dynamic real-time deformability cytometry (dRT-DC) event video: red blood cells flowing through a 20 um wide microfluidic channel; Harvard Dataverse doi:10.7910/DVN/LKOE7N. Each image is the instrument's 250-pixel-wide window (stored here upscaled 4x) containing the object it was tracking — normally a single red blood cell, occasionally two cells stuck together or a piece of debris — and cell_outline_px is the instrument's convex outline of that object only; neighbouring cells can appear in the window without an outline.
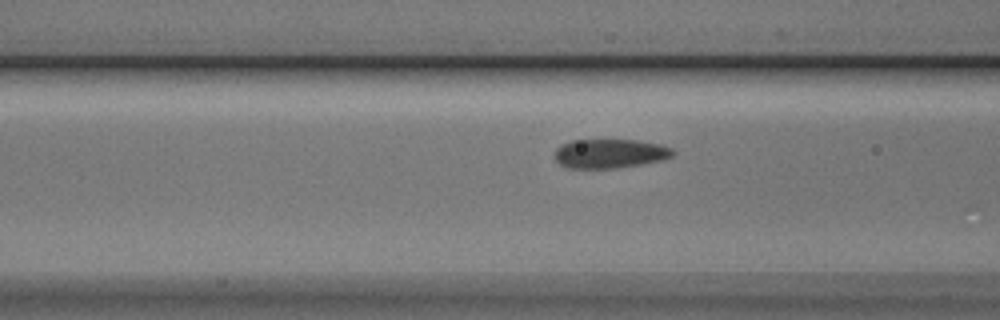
{"species": "Egyptian fruit bat (a non-hibernating species)", "species_latin": "Rousettus aegyptiacus", "temperature_condition": "cold", "stored_images_in_passage": 20, "camera_frame_rate_fps": 3000, "um_per_image_px": 0.085, "animal": {"sex": "male"}, "frame": {"image": 1, "passage_image": 17, "time_ms": 5.333, "image_size_px": [1000, 320], "cell_outline_px": [[676, 152], [672, 156], [664, 160], [620, 168], [568, 168], [560, 164], [556, 160], [556, 148], [560, 144], [572, 140], [636, 140], [660, 144], [672, 148]], "centroid_in_image_um": [51.87, 13.05], "position_along_channel_um": 114.7, "area_um2": 20.23}}